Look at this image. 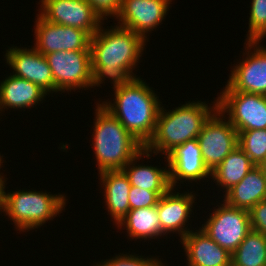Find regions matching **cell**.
<instances>
[{
  "label": "cell",
  "instance_id": "4fadbf2b",
  "mask_svg": "<svg viewBox=\"0 0 266 266\" xmlns=\"http://www.w3.org/2000/svg\"><path fill=\"white\" fill-rule=\"evenodd\" d=\"M246 42V51L255 46L254 51H247L245 60L233 68L227 85L233 91L266 96V48L259 46V41Z\"/></svg>",
  "mask_w": 266,
  "mask_h": 266
},
{
  "label": "cell",
  "instance_id": "1f68e13d",
  "mask_svg": "<svg viewBox=\"0 0 266 266\" xmlns=\"http://www.w3.org/2000/svg\"><path fill=\"white\" fill-rule=\"evenodd\" d=\"M1 161H2V158H1V155H0V168H1V163H3ZM0 179H3V176L0 175Z\"/></svg>",
  "mask_w": 266,
  "mask_h": 266
},
{
  "label": "cell",
  "instance_id": "9a60e30c",
  "mask_svg": "<svg viewBox=\"0 0 266 266\" xmlns=\"http://www.w3.org/2000/svg\"><path fill=\"white\" fill-rule=\"evenodd\" d=\"M166 156L171 188L176 185L179 179L197 181L211 175V172L203 162L197 138L176 146Z\"/></svg>",
  "mask_w": 266,
  "mask_h": 266
},
{
  "label": "cell",
  "instance_id": "603a6c76",
  "mask_svg": "<svg viewBox=\"0 0 266 266\" xmlns=\"http://www.w3.org/2000/svg\"><path fill=\"white\" fill-rule=\"evenodd\" d=\"M255 165L238 146L211 172L216 184L224 187L226 192L238 184Z\"/></svg>",
  "mask_w": 266,
  "mask_h": 266
},
{
  "label": "cell",
  "instance_id": "7a4b0ae2",
  "mask_svg": "<svg viewBox=\"0 0 266 266\" xmlns=\"http://www.w3.org/2000/svg\"><path fill=\"white\" fill-rule=\"evenodd\" d=\"M114 90L115 102L101 105L145 146L156 129L161 107L158 96L139 77Z\"/></svg>",
  "mask_w": 266,
  "mask_h": 266
},
{
  "label": "cell",
  "instance_id": "7402d4cb",
  "mask_svg": "<svg viewBox=\"0 0 266 266\" xmlns=\"http://www.w3.org/2000/svg\"><path fill=\"white\" fill-rule=\"evenodd\" d=\"M118 227L125 225L129 237L135 239H153L162 234L160 219L156 206L131 209L121 220Z\"/></svg>",
  "mask_w": 266,
  "mask_h": 266
},
{
  "label": "cell",
  "instance_id": "5b68a950",
  "mask_svg": "<svg viewBox=\"0 0 266 266\" xmlns=\"http://www.w3.org/2000/svg\"><path fill=\"white\" fill-rule=\"evenodd\" d=\"M65 197L37 191L19 190L6 193L5 213L24 231L37 228L51 220L65 208ZM54 216V217H53Z\"/></svg>",
  "mask_w": 266,
  "mask_h": 266
},
{
  "label": "cell",
  "instance_id": "cb8c5ba5",
  "mask_svg": "<svg viewBox=\"0 0 266 266\" xmlns=\"http://www.w3.org/2000/svg\"><path fill=\"white\" fill-rule=\"evenodd\" d=\"M231 266H266V237L251 230L232 253Z\"/></svg>",
  "mask_w": 266,
  "mask_h": 266
},
{
  "label": "cell",
  "instance_id": "6da1fadb",
  "mask_svg": "<svg viewBox=\"0 0 266 266\" xmlns=\"http://www.w3.org/2000/svg\"><path fill=\"white\" fill-rule=\"evenodd\" d=\"M114 27L105 31L100 26L91 37L92 87L100 85L105 77L113 80L114 89L137 78L132 71L137 66L146 40L130 29Z\"/></svg>",
  "mask_w": 266,
  "mask_h": 266
},
{
  "label": "cell",
  "instance_id": "277c9868",
  "mask_svg": "<svg viewBox=\"0 0 266 266\" xmlns=\"http://www.w3.org/2000/svg\"><path fill=\"white\" fill-rule=\"evenodd\" d=\"M97 105L92 145L99 173L122 170L144 149V145L128 132L107 109L101 104Z\"/></svg>",
  "mask_w": 266,
  "mask_h": 266
},
{
  "label": "cell",
  "instance_id": "7c38bea8",
  "mask_svg": "<svg viewBox=\"0 0 266 266\" xmlns=\"http://www.w3.org/2000/svg\"><path fill=\"white\" fill-rule=\"evenodd\" d=\"M171 1L121 0L120 12L116 16L119 19V26L130 29L147 40L145 39L147 38L146 34L162 22L169 10Z\"/></svg>",
  "mask_w": 266,
  "mask_h": 266
},
{
  "label": "cell",
  "instance_id": "ffe728a7",
  "mask_svg": "<svg viewBox=\"0 0 266 266\" xmlns=\"http://www.w3.org/2000/svg\"><path fill=\"white\" fill-rule=\"evenodd\" d=\"M100 178L105 188V203L114 222L119 224L130 210L129 192L131 185L122 170L100 172Z\"/></svg>",
  "mask_w": 266,
  "mask_h": 266
},
{
  "label": "cell",
  "instance_id": "2e32d148",
  "mask_svg": "<svg viewBox=\"0 0 266 266\" xmlns=\"http://www.w3.org/2000/svg\"><path fill=\"white\" fill-rule=\"evenodd\" d=\"M173 190L174 188H170L160 196L156 207L163 234L177 231L182 239L190 232L185 228V222L190 218L195 195H192V192L175 194L172 193Z\"/></svg>",
  "mask_w": 266,
  "mask_h": 266
},
{
  "label": "cell",
  "instance_id": "4dcf8cb0",
  "mask_svg": "<svg viewBox=\"0 0 266 266\" xmlns=\"http://www.w3.org/2000/svg\"><path fill=\"white\" fill-rule=\"evenodd\" d=\"M5 180L0 179V210L5 211V200H6V192L5 189Z\"/></svg>",
  "mask_w": 266,
  "mask_h": 266
},
{
  "label": "cell",
  "instance_id": "44dd1931",
  "mask_svg": "<svg viewBox=\"0 0 266 266\" xmlns=\"http://www.w3.org/2000/svg\"><path fill=\"white\" fill-rule=\"evenodd\" d=\"M151 156L148 151L143 149L136 157L131 159L122 169L128 177L131 186L139 187L148 191H154L159 196L165 194L170 188L169 170L150 166H134L136 159ZM133 164V165H132ZM132 165V166H131Z\"/></svg>",
  "mask_w": 266,
  "mask_h": 266
},
{
  "label": "cell",
  "instance_id": "ac0fdd59",
  "mask_svg": "<svg viewBox=\"0 0 266 266\" xmlns=\"http://www.w3.org/2000/svg\"><path fill=\"white\" fill-rule=\"evenodd\" d=\"M224 196L228 205L248 211L260 201L266 200V173L263 166H254Z\"/></svg>",
  "mask_w": 266,
  "mask_h": 266
},
{
  "label": "cell",
  "instance_id": "4316f807",
  "mask_svg": "<svg viewBox=\"0 0 266 266\" xmlns=\"http://www.w3.org/2000/svg\"><path fill=\"white\" fill-rule=\"evenodd\" d=\"M159 198L160 196L154 191L131 186L129 192L130 210L156 206Z\"/></svg>",
  "mask_w": 266,
  "mask_h": 266
},
{
  "label": "cell",
  "instance_id": "8992f818",
  "mask_svg": "<svg viewBox=\"0 0 266 266\" xmlns=\"http://www.w3.org/2000/svg\"><path fill=\"white\" fill-rule=\"evenodd\" d=\"M217 98V109L228 113L237 131L266 129V96L233 91L228 85Z\"/></svg>",
  "mask_w": 266,
  "mask_h": 266
},
{
  "label": "cell",
  "instance_id": "f1b7e54d",
  "mask_svg": "<svg viewBox=\"0 0 266 266\" xmlns=\"http://www.w3.org/2000/svg\"><path fill=\"white\" fill-rule=\"evenodd\" d=\"M93 10L104 20L106 16H117L120 12L121 0H87ZM105 16V17H104Z\"/></svg>",
  "mask_w": 266,
  "mask_h": 266
},
{
  "label": "cell",
  "instance_id": "83f0119b",
  "mask_svg": "<svg viewBox=\"0 0 266 266\" xmlns=\"http://www.w3.org/2000/svg\"><path fill=\"white\" fill-rule=\"evenodd\" d=\"M123 255V256H122ZM117 255L112 259L101 262L96 266H163V263L156 258H143L135 255Z\"/></svg>",
  "mask_w": 266,
  "mask_h": 266
},
{
  "label": "cell",
  "instance_id": "ba28073f",
  "mask_svg": "<svg viewBox=\"0 0 266 266\" xmlns=\"http://www.w3.org/2000/svg\"><path fill=\"white\" fill-rule=\"evenodd\" d=\"M223 115L216 109L204 123L197 138L203 162L210 172L238 147V132L229 120L221 118H225Z\"/></svg>",
  "mask_w": 266,
  "mask_h": 266
},
{
  "label": "cell",
  "instance_id": "d6986e66",
  "mask_svg": "<svg viewBox=\"0 0 266 266\" xmlns=\"http://www.w3.org/2000/svg\"><path fill=\"white\" fill-rule=\"evenodd\" d=\"M37 84L10 75L0 84V111L2 108H31L47 95Z\"/></svg>",
  "mask_w": 266,
  "mask_h": 266
},
{
  "label": "cell",
  "instance_id": "e0dca14e",
  "mask_svg": "<svg viewBox=\"0 0 266 266\" xmlns=\"http://www.w3.org/2000/svg\"><path fill=\"white\" fill-rule=\"evenodd\" d=\"M188 266H231L232 254L219 246L200 227L197 232H190L181 239Z\"/></svg>",
  "mask_w": 266,
  "mask_h": 266
},
{
  "label": "cell",
  "instance_id": "d4e9b609",
  "mask_svg": "<svg viewBox=\"0 0 266 266\" xmlns=\"http://www.w3.org/2000/svg\"><path fill=\"white\" fill-rule=\"evenodd\" d=\"M238 132V146L255 166L266 164V129Z\"/></svg>",
  "mask_w": 266,
  "mask_h": 266
},
{
  "label": "cell",
  "instance_id": "8fae6325",
  "mask_svg": "<svg viewBox=\"0 0 266 266\" xmlns=\"http://www.w3.org/2000/svg\"><path fill=\"white\" fill-rule=\"evenodd\" d=\"M34 48L43 55L57 51L90 50L91 35L81 29L51 23L38 14Z\"/></svg>",
  "mask_w": 266,
  "mask_h": 266
},
{
  "label": "cell",
  "instance_id": "52a82bcc",
  "mask_svg": "<svg viewBox=\"0 0 266 266\" xmlns=\"http://www.w3.org/2000/svg\"><path fill=\"white\" fill-rule=\"evenodd\" d=\"M45 57L54 79V92L92 87L90 50H62Z\"/></svg>",
  "mask_w": 266,
  "mask_h": 266
},
{
  "label": "cell",
  "instance_id": "484cf974",
  "mask_svg": "<svg viewBox=\"0 0 266 266\" xmlns=\"http://www.w3.org/2000/svg\"><path fill=\"white\" fill-rule=\"evenodd\" d=\"M248 41H260L266 36V0H252Z\"/></svg>",
  "mask_w": 266,
  "mask_h": 266
},
{
  "label": "cell",
  "instance_id": "5bb4252c",
  "mask_svg": "<svg viewBox=\"0 0 266 266\" xmlns=\"http://www.w3.org/2000/svg\"><path fill=\"white\" fill-rule=\"evenodd\" d=\"M5 57L7 64L15 71L13 75L37 84L46 93L54 92V79L48 61L34 47H11Z\"/></svg>",
  "mask_w": 266,
  "mask_h": 266
},
{
  "label": "cell",
  "instance_id": "9c48e42d",
  "mask_svg": "<svg viewBox=\"0 0 266 266\" xmlns=\"http://www.w3.org/2000/svg\"><path fill=\"white\" fill-rule=\"evenodd\" d=\"M201 229L232 254L252 230L249 211L232 207L224 201Z\"/></svg>",
  "mask_w": 266,
  "mask_h": 266
},
{
  "label": "cell",
  "instance_id": "30bf717a",
  "mask_svg": "<svg viewBox=\"0 0 266 266\" xmlns=\"http://www.w3.org/2000/svg\"><path fill=\"white\" fill-rule=\"evenodd\" d=\"M40 15L47 21L78 28L93 36L102 25V18L87 0H41Z\"/></svg>",
  "mask_w": 266,
  "mask_h": 266
},
{
  "label": "cell",
  "instance_id": "3957f363",
  "mask_svg": "<svg viewBox=\"0 0 266 266\" xmlns=\"http://www.w3.org/2000/svg\"><path fill=\"white\" fill-rule=\"evenodd\" d=\"M212 107L200 101L189 102L170 112L160 107L154 135L144 149L149 153L153 150V153L162 152L165 155L176 146L198 138L204 123L216 111L217 100Z\"/></svg>",
  "mask_w": 266,
  "mask_h": 266
},
{
  "label": "cell",
  "instance_id": "f546056e",
  "mask_svg": "<svg viewBox=\"0 0 266 266\" xmlns=\"http://www.w3.org/2000/svg\"><path fill=\"white\" fill-rule=\"evenodd\" d=\"M252 230L266 237V200L260 201L249 210Z\"/></svg>",
  "mask_w": 266,
  "mask_h": 266
}]
</instances>
